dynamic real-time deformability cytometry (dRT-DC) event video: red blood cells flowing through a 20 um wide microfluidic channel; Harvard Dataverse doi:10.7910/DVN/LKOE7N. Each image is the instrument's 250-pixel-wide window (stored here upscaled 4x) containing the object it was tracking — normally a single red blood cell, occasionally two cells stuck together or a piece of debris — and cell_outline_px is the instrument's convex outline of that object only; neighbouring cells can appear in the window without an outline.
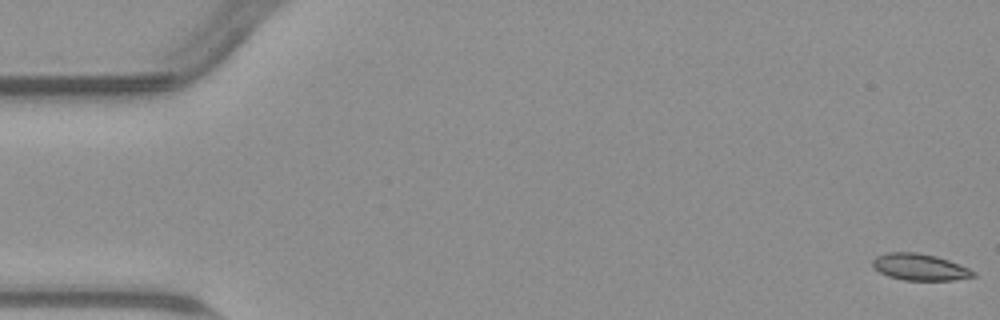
{"species": "common noctule bat (a hibernating species)", "species_latin": "Nyctalus noctula", "temperature_condition": "warm", "stored_images_in_passage": 1, "camera_frame_rate_fps": 3000, "um_per_image_px": 0.085, "animal": {"sex": "male", "body_mass_g": 23.1, "forearm_length_mm": 52.7}, "frame": {"image": 1, "passage_image": 1, "time_ms": 0.0, "image_size_px": [1000, 320], "cell_outline_px": [[976, 276], [952, 280], [904, 280], [888, 276], [872, 268], [872, 260], [876, 256], [888, 252], [916, 252], [936, 256], [948, 260], [968, 268], [976, 272]], "centroid_in_image_um": [78.15, 22.7], "position_along_channel_um": 6.9, "area_um2": 15.61}}